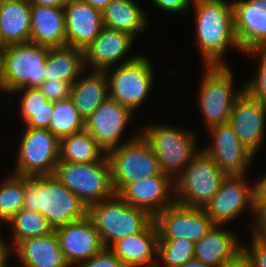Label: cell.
I'll use <instances>...</instances> for the list:
<instances>
[{
	"instance_id": "cell-24",
	"label": "cell",
	"mask_w": 266,
	"mask_h": 267,
	"mask_svg": "<svg viewBox=\"0 0 266 267\" xmlns=\"http://www.w3.org/2000/svg\"><path fill=\"white\" fill-rule=\"evenodd\" d=\"M224 227L225 225H213L194 243L195 259L209 267H216L221 262L232 259L242 250L238 235Z\"/></svg>"
},
{
	"instance_id": "cell-20",
	"label": "cell",
	"mask_w": 266,
	"mask_h": 267,
	"mask_svg": "<svg viewBox=\"0 0 266 267\" xmlns=\"http://www.w3.org/2000/svg\"><path fill=\"white\" fill-rule=\"evenodd\" d=\"M234 29L241 52L266 44V0H232Z\"/></svg>"
},
{
	"instance_id": "cell-43",
	"label": "cell",
	"mask_w": 266,
	"mask_h": 267,
	"mask_svg": "<svg viewBox=\"0 0 266 267\" xmlns=\"http://www.w3.org/2000/svg\"><path fill=\"white\" fill-rule=\"evenodd\" d=\"M2 228H0V267H10L9 263L11 255H13V248L10 243L5 242L2 236ZM8 261V262H7ZM13 265H11L12 267Z\"/></svg>"
},
{
	"instance_id": "cell-47",
	"label": "cell",
	"mask_w": 266,
	"mask_h": 267,
	"mask_svg": "<svg viewBox=\"0 0 266 267\" xmlns=\"http://www.w3.org/2000/svg\"><path fill=\"white\" fill-rule=\"evenodd\" d=\"M90 4L93 8L102 11L112 0H83Z\"/></svg>"
},
{
	"instance_id": "cell-32",
	"label": "cell",
	"mask_w": 266,
	"mask_h": 267,
	"mask_svg": "<svg viewBox=\"0 0 266 267\" xmlns=\"http://www.w3.org/2000/svg\"><path fill=\"white\" fill-rule=\"evenodd\" d=\"M24 198L25 176L11 173L0 180V227L24 208Z\"/></svg>"
},
{
	"instance_id": "cell-12",
	"label": "cell",
	"mask_w": 266,
	"mask_h": 267,
	"mask_svg": "<svg viewBox=\"0 0 266 267\" xmlns=\"http://www.w3.org/2000/svg\"><path fill=\"white\" fill-rule=\"evenodd\" d=\"M248 175L226 176L218 192L204 207L214 225H229L245 211L254 215L253 182L250 184Z\"/></svg>"
},
{
	"instance_id": "cell-11",
	"label": "cell",
	"mask_w": 266,
	"mask_h": 267,
	"mask_svg": "<svg viewBox=\"0 0 266 267\" xmlns=\"http://www.w3.org/2000/svg\"><path fill=\"white\" fill-rule=\"evenodd\" d=\"M21 132L11 173L27 177L54 174L60 140L47 129L24 128Z\"/></svg>"
},
{
	"instance_id": "cell-26",
	"label": "cell",
	"mask_w": 266,
	"mask_h": 267,
	"mask_svg": "<svg viewBox=\"0 0 266 267\" xmlns=\"http://www.w3.org/2000/svg\"><path fill=\"white\" fill-rule=\"evenodd\" d=\"M31 1L0 0V38L3 47L30 42Z\"/></svg>"
},
{
	"instance_id": "cell-42",
	"label": "cell",
	"mask_w": 266,
	"mask_h": 267,
	"mask_svg": "<svg viewBox=\"0 0 266 267\" xmlns=\"http://www.w3.org/2000/svg\"><path fill=\"white\" fill-rule=\"evenodd\" d=\"M53 110L30 111V119L24 124V128L49 130Z\"/></svg>"
},
{
	"instance_id": "cell-17",
	"label": "cell",
	"mask_w": 266,
	"mask_h": 267,
	"mask_svg": "<svg viewBox=\"0 0 266 267\" xmlns=\"http://www.w3.org/2000/svg\"><path fill=\"white\" fill-rule=\"evenodd\" d=\"M117 195L128 205L146 211L153 218L176 202L174 180L162 172L127 183Z\"/></svg>"
},
{
	"instance_id": "cell-44",
	"label": "cell",
	"mask_w": 266,
	"mask_h": 267,
	"mask_svg": "<svg viewBox=\"0 0 266 267\" xmlns=\"http://www.w3.org/2000/svg\"><path fill=\"white\" fill-rule=\"evenodd\" d=\"M216 267H250L246 254L241 250L232 259L218 264Z\"/></svg>"
},
{
	"instance_id": "cell-9",
	"label": "cell",
	"mask_w": 266,
	"mask_h": 267,
	"mask_svg": "<svg viewBox=\"0 0 266 267\" xmlns=\"http://www.w3.org/2000/svg\"><path fill=\"white\" fill-rule=\"evenodd\" d=\"M48 52L49 47L33 42L3 47L4 96L19 88L39 87L45 81Z\"/></svg>"
},
{
	"instance_id": "cell-50",
	"label": "cell",
	"mask_w": 266,
	"mask_h": 267,
	"mask_svg": "<svg viewBox=\"0 0 266 267\" xmlns=\"http://www.w3.org/2000/svg\"><path fill=\"white\" fill-rule=\"evenodd\" d=\"M264 57H266V44L258 50Z\"/></svg>"
},
{
	"instance_id": "cell-30",
	"label": "cell",
	"mask_w": 266,
	"mask_h": 267,
	"mask_svg": "<svg viewBox=\"0 0 266 267\" xmlns=\"http://www.w3.org/2000/svg\"><path fill=\"white\" fill-rule=\"evenodd\" d=\"M105 156V151L86 129L60 139L59 162L92 163Z\"/></svg>"
},
{
	"instance_id": "cell-45",
	"label": "cell",
	"mask_w": 266,
	"mask_h": 267,
	"mask_svg": "<svg viewBox=\"0 0 266 267\" xmlns=\"http://www.w3.org/2000/svg\"><path fill=\"white\" fill-rule=\"evenodd\" d=\"M254 197H266V174L253 181Z\"/></svg>"
},
{
	"instance_id": "cell-22",
	"label": "cell",
	"mask_w": 266,
	"mask_h": 267,
	"mask_svg": "<svg viewBox=\"0 0 266 267\" xmlns=\"http://www.w3.org/2000/svg\"><path fill=\"white\" fill-rule=\"evenodd\" d=\"M158 240L152 220L142 231L115 241L109 249L126 267H155Z\"/></svg>"
},
{
	"instance_id": "cell-34",
	"label": "cell",
	"mask_w": 266,
	"mask_h": 267,
	"mask_svg": "<svg viewBox=\"0 0 266 267\" xmlns=\"http://www.w3.org/2000/svg\"><path fill=\"white\" fill-rule=\"evenodd\" d=\"M194 258V243L186 238L159 239L155 267H180Z\"/></svg>"
},
{
	"instance_id": "cell-18",
	"label": "cell",
	"mask_w": 266,
	"mask_h": 267,
	"mask_svg": "<svg viewBox=\"0 0 266 267\" xmlns=\"http://www.w3.org/2000/svg\"><path fill=\"white\" fill-rule=\"evenodd\" d=\"M229 124L239 140L256 156L266 137V106L244 89L236 97Z\"/></svg>"
},
{
	"instance_id": "cell-27",
	"label": "cell",
	"mask_w": 266,
	"mask_h": 267,
	"mask_svg": "<svg viewBox=\"0 0 266 267\" xmlns=\"http://www.w3.org/2000/svg\"><path fill=\"white\" fill-rule=\"evenodd\" d=\"M107 98L108 82L104 71L85 70V73L71 84L70 99L84 121Z\"/></svg>"
},
{
	"instance_id": "cell-8",
	"label": "cell",
	"mask_w": 266,
	"mask_h": 267,
	"mask_svg": "<svg viewBox=\"0 0 266 267\" xmlns=\"http://www.w3.org/2000/svg\"><path fill=\"white\" fill-rule=\"evenodd\" d=\"M54 175L87 206L116 194L107 156L84 164L58 162Z\"/></svg>"
},
{
	"instance_id": "cell-4",
	"label": "cell",
	"mask_w": 266,
	"mask_h": 267,
	"mask_svg": "<svg viewBox=\"0 0 266 267\" xmlns=\"http://www.w3.org/2000/svg\"><path fill=\"white\" fill-rule=\"evenodd\" d=\"M202 67L196 103L208 129L229 123L233 103L244 87L243 84L239 87L235 85L234 71L229 65Z\"/></svg>"
},
{
	"instance_id": "cell-48",
	"label": "cell",
	"mask_w": 266,
	"mask_h": 267,
	"mask_svg": "<svg viewBox=\"0 0 266 267\" xmlns=\"http://www.w3.org/2000/svg\"><path fill=\"white\" fill-rule=\"evenodd\" d=\"M180 267H209L202 262L198 261L197 259L193 258L187 262H185L182 266Z\"/></svg>"
},
{
	"instance_id": "cell-2",
	"label": "cell",
	"mask_w": 266,
	"mask_h": 267,
	"mask_svg": "<svg viewBox=\"0 0 266 267\" xmlns=\"http://www.w3.org/2000/svg\"><path fill=\"white\" fill-rule=\"evenodd\" d=\"M23 209L40 212L53 229L82 220L88 214V206L54 174L25 176Z\"/></svg>"
},
{
	"instance_id": "cell-19",
	"label": "cell",
	"mask_w": 266,
	"mask_h": 267,
	"mask_svg": "<svg viewBox=\"0 0 266 267\" xmlns=\"http://www.w3.org/2000/svg\"><path fill=\"white\" fill-rule=\"evenodd\" d=\"M60 249L70 267L89 260L105 247L93 222L88 216L54 229Z\"/></svg>"
},
{
	"instance_id": "cell-40",
	"label": "cell",
	"mask_w": 266,
	"mask_h": 267,
	"mask_svg": "<svg viewBox=\"0 0 266 267\" xmlns=\"http://www.w3.org/2000/svg\"><path fill=\"white\" fill-rule=\"evenodd\" d=\"M76 267H126L124 263L109 249L104 248L89 260L79 263Z\"/></svg>"
},
{
	"instance_id": "cell-38",
	"label": "cell",
	"mask_w": 266,
	"mask_h": 267,
	"mask_svg": "<svg viewBox=\"0 0 266 267\" xmlns=\"http://www.w3.org/2000/svg\"><path fill=\"white\" fill-rule=\"evenodd\" d=\"M71 82L45 80L38 88L46 96L48 101L56 102L70 98Z\"/></svg>"
},
{
	"instance_id": "cell-7",
	"label": "cell",
	"mask_w": 266,
	"mask_h": 267,
	"mask_svg": "<svg viewBox=\"0 0 266 267\" xmlns=\"http://www.w3.org/2000/svg\"><path fill=\"white\" fill-rule=\"evenodd\" d=\"M226 176L201 149L174 180L176 203L204 208L218 192Z\"/></svg>"
},
{
	"instance_id": "cell-5",
	"label": "cell",
	"mask_w": 266,
	"mask_h": 267,
	"mask_svg": "<svg viewBox=\"0 0 266 267\" xmlns=\"http://www.w3.org/2000/svg\"><path fill=\"white\" fill-rule=\"evenodd\" d=\"M87 216L105 248L121 238L142 231L153 220L146 211L128 205L117 194L88 206Z\"/></svg>"
},
{
	"instance_id": "cell-49",
	"label": "cell",
	"mask_w": 266,
	"mask_h": 267,
	"mask_svg": "<svg viewBox=\"0 0 266 267\" xmlns=\"http://www.w3.org/2000/svg\"><path fill=\"white\" fill-rule=\"evenodd\" d=\"M0 93H4V77H3L2 52H0Z\"/></svg>"
},
{
	"instance_id": "cell-21",
	"label": "cell",
	"mask_w": 266,
	"mask_h": 267,
	"mask_svg": "<svg viewBox=\"0 0 266 267\" xmlns=\"http://www.w3.org/2000/svg\"><path fill=\"white\" fill-rule=\"evenodd\" d=\"M63 9L66 46L84 50L103 29L102 11L83 0H70Z\"/></svg>"
},
{
	"instance_id": "cell-14",
	"label": "cell",
	"mask_w": 266,
	"mask_h": 267,
	"mask_svg": "<svg viewBox=\"0 0 266 267\" xmlns=\"http://www.w3.org/2000/svg\"><path fill=\"white\" fill-rule=\"evenodd\" d=\"M210 143L201 148L227 175H246L256 155L239 140L229 123L208 128ZM248 171V172H247Z\"/></svg>"
},
{
	"instance_id": "cell-41",
	"label": "cell",
	"mask_w": 266,
	"mask_h": 267,
	"mask_svg": "<svg viewBox=\"0 0 266 267\" xmlns=\"http://www.w3.org/2000/svg\"><path fill=\"white\" fill-rule=\"evenodd\" d=\"M154 6L165 13L187 15L192 6L193 0H151Z\"/></svg>"
},
{
	"instance_id": "cell-28",
	"label": "cell",
	"mask_w": 266,
	"mask_h": 267,
	"mask_svg": "<svg viewBox=\"0 0 266 267\" xmlns=\"http://www.w3.org/2000/svg\"><path fill=\"white\" fill-rule=\"evenodd\" d=\"M137 1L139 0H112L102 10L103 27L128 32L138 39L148 29L150 17Z\"/></svg>"
},
{
	"instance_id": "cell-1",
	"label": "cell",
	"mask_w": 266,
	"mask_h": 267,
	"mask_svg": "<svg viewBox=\"0 0 266 267\" xmlns=\"http://www.w3.org/2000/svg\"><path fill=\"white\" fill-rule=\"evenodd\" d=\"M191 10L202 65H228L224 56L229 47L241 51L234 29L232 0H193Z\"/></svg>"
},
{
	"instance_id": "cell-35",
	"label": "cell",
	"mask_w": 266,
	"mask_h": 267,
	"mask_svg": "<svg viewBox=\"0 0 266 267\" xmlns=\"http://www.w3.org/2000/svg\"><path fill=\"white\" fill-rule=\"evenodd\" d=\"M19 95V115H21V120L25 124L30 119V111H40V110H53L54 102L48 101L46 96L40 91L38 87H27L19 88L7 97L5 96V103L14 105V96ZM9 102V103H8Z\"/></svg>"
},
{
	"instance_id": "cell-3",
	"label": "cell",
	"mask_w": 266,
	"mask_h": 267,
	"mask_svg": "<svg viewBox=\"0 0 266 267\" xmlns=\"http://www.w3.org/2000/svg\"><path fill=\"white\" fill-rule=\"evenodd\" d=\"M145 125L140 134L158 158L161 172L175 180L201 150L198 144L199 135L193 129L166 123Z\"/></svg>"
},
{
	"instance_id": "cell-31",
	"label": "cell",
	"mask_w": 266,
	"mask_h": 267,
	"mask_svg": "<svg viewBox=\"0 0 266 267\" xmlns=\"http://www.w3.org/2000/svg\"><path fill=\"white\" fill-rule=\"evenodd\" d=\"M4 226L11 231L9 243L12 248L27 238L44 236L54 231L40 212L26 209L15 214Z\"/></svg>"
},
{
	"instance_id": "cell-37",
	"label": "cell",
	"mask_w": 266,
	"mask_h": 267,
	"mask_svg": "<svg viewBox=\"0 0 266 267\" xmlns=\"http://www.w3.org/2000/svg\"><path fill=\"white\" fill-rule=\"evenodd\" d=\"M250 245L242 243V251L249 260L250 267H266V239L250 233Z\"/></svg>"
},
{
	"instance_id": "cell-6",
	"label": "cell",
	"mask_w": 266,
	"mask_h": 267,
	"mask_svg": "<svg viewBox=\"0 0 266 267\" xmlns=\"http://www.w3.org/2000/svg\"><path fill=\"white\" fill-rule=\"evenodd\" d=\"M155 72L154 64L143 53L129 63L104 70L108 97L137 114L154 87Z\"/></svg>"
},
{
	"instance_id": "cell-39",
	"label": "cell",
	"mask_w": 266,
	"mask_h": 267,
	"mask_svg": "<svg viewBox=\"0 0 266 267\" xmlns=\"http://www.w3.org/2000/svg\"><path fill=\"white\" fill-rule=\"evenodd\" d=\"M251 219L250 232L266 239V197H254V215Z\"/></svg>"
},
{
	"instance_id": "cell-13",
	"label": "cell",
	"mask_w": 266,
	"mask_h": 267,
	"mask_svg": "<svg viewBox=\"0 0 266 267\" xmlns=\"http://www.w3.org/2000/svg\"><path fill=\"white\" fill-rule=\"evenodd\" d=\"M133 117L135 113L130 108L108 97L85 121V129L107 153L140 134L139 129L128 138L122 137L124 132L128 133L127 126L130 127Z\"/></svg>"
},
{
	"instance_id": "cell-10",
	"label": "cell",
	"mask_w": 266,
	"mask_h": 267,
	"mask_svg": "<svg viewBox=\"0 0 266 267\" xmlns=\"http://www.w3.org/2000/svg\"><path fill=\"white\" fill-rule=\"evenodd\" d=\"M111 168V180L117 194L127 183L161 173L158 158L139 134L106 153Z\"/></svg>"
},
{
	"instance_id": "cell-33",
	"label": "cell",
	"mask_w": 266,
	"mask_h": 267,
	"mask_svg": "<svg viewBox=\"0 0 266 267\" xmlns=\"http://www.w3.org/2000/svg\"><path fill=\"white\" fill-rule=\"evenodd\" d=\"M85 129V121L70 98L54 102L49 131L59 140Z\"/></svg>"
},
{
	"instance_id": "cell-29",
	"label": "cell",
	"mask_w": 266,
	"mask_h": 267,
	"mask_svg": "<svg viewBox=\"0 0 266 267\" xmlns=\"http://www.w3.org/2000/svg\"><path fill=\"white\" fill-rule=\"evenodd\" d=\"M85 70L83 49L72 46L49 48L45 80L59 79L73 83Z\"/></svg>"
},
{
	"instance_id": "cell-15",
	"label": "cell",
	"mask_w": 266,
	"mask_h": 267,
	"mask_svg": "<svg viewBox=\"0 0 266 267\" xmlns=\"http://www.w3.org/2000/svg\"><path fill=\"white\" fill-rule=\"evenodd\" d=\"M153 221L159 239L186 238L196 243L214 225L204 208L174 203L157 214Z\"/></svg>"
},
{
	"instance_id": "cell-36",
	"label": "cell",
	"mask_w": 266,
	"mask_h": 267,
	"mask_svg": "<svg viewBox=\"0 0 266 267\" xmlns=\"http://www.w3.org/2000/svg\"><path fill=\"white\" fill-rule=\"evenodd\" d=\"M243 54H248V57L257 61L256 73L253 71L254 75H251L249 80H245L244 90L266 106V57L259 51H249Z\"/></svg>"
},
{
	"instance_id": "cell-25",
	"label": "cell",
	"mask_w": 266,
	"mask_h": 267,
	"mask_svg": "<svg viewBox=\"0 0 266 267\" xmlns=\"http://www.w3.org/2000/svg\"><path fill=\"white\" fill-rule=\"evenodd\" d=\"M30 42L49 48L66 46V26L63 7L31 4Z\"/></svg>"
},
{
	"instance_id": "cell-23",
	"label": "cell",
	"mask_w": 266,
	"mask_h": 267,
	"mask_svg": "<svg viewBox=\"0 0 266 267\" xmlns=\"http://www.w3.org/2000/svg\"><path fill=\"white\" fill-rule=\"evenodd\" d=\"M13 255L19 262L15 267H70L60 249L55 230L19 242L13 248Z\"/></svg>"
},
{
	"instance_id": "cell-51",
	"label": "cell",
	"mask_w": 266,
	"mask_h": 267,
	"mask_svg": "<svg viewBox=\"0 0 266 267\" xmlns=\"http://www.w3.org/2000/svg\"><path fill=\"white\" fill-rule=\"evenodd\" d=\"M3 46L1 45V38H0V52H2Z\"/></svg>"
},
{
	"instance_id": "cell-16",
	"label": "cell",
	"mask_w": 266,
	"mask_h": 267,
	"mask_svg": "<svg viewBox=\"0 0 266 267\" xmlns=\"http://www.w3.org/2000/svg\"><path fill=\"white\" fill-rule=\"evenodd\" d=\"M135 40L128 32L103 27L100 34L83 50L86 70L104 71L135 60L140 55L139 52L136 55L130 53Z\"/></svg>"
},
{
	"instance_id": "cell-46",
	"label": "cell",
	"mask_w": 266,
	"mask_h": 267,
	"mask_svg": "<svg viewBox=\"0 0 266 267\" xmlns=\"http://www.w3.org/2000/svg\"><path fill=\"white\" fill-rule=\"evenodd\" d=\"M31 4L49 7H64L70 0H30Z\"/></svg>"
}]
</instances>
